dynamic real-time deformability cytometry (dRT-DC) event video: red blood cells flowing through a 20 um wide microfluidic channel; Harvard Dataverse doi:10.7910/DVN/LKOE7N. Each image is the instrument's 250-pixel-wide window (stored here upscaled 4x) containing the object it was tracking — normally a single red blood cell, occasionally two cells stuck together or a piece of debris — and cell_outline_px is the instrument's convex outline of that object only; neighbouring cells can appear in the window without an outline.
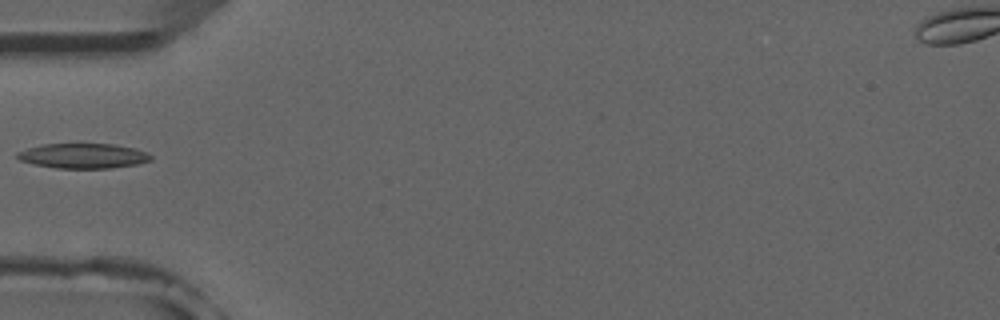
{"species": "common noctule bat (a hibernating species)", "species_latin": "Nyctalus noctula", "temperature_condition": "room temperature", "stored_images_in_passage": 3, "camera_frame_rate_fps": 3000, "um_per_image_px": 0.085, "animal": {"sex": "male", "forearm_length_mm": 52.5}, "frame": {"image": 1, "passage_image": 3, "time_ms": 2.333, "image_size_px": [1000, 320], "cell_outline_px": [[152, 160], [136, 164], [112, 168], [56, 168], [36, 164], [20, 160], [16, 156], [16, 152], [28, 148], [44, 144], [112, 144], [136, 148], [148, 152], [152, 156]], "centroid_in_image_um": [7.11, 13.24], "position_along_channel_um": 77.9, "area_um2": 19.36}}